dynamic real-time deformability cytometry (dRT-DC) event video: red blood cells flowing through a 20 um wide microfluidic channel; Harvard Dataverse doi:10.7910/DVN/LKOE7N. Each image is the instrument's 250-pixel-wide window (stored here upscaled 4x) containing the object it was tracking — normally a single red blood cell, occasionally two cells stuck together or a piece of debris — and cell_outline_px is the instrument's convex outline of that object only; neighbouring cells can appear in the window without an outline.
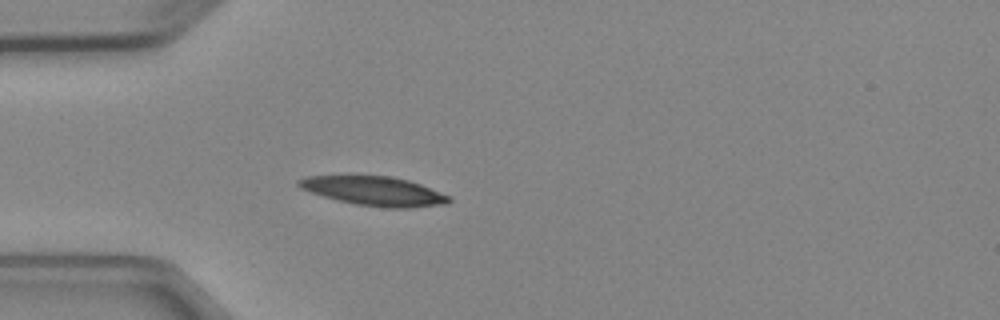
{"species": "Egyptian fruit bat (a non-hibernating species)", "species_latin": "Rousettus aegyptiacus", "temperature_condition": "cold", "stored_images_in_passage": 4, "camera_frame_rate_fps": 3000, "um_per_image_px": 0.085, "animal": {"sex": "female"}, "frame": {"image": 1, "passage_image": 4, "time_ms": 4.333, "image_size_px": [1000, 320], "cell_outline_px": [[452, 200], [448, 204], [412, 208], [388, 208], [356, 204], [324, 196], [300, 188], [296, 184], [296, 180], [304, 176], [392, 176], [408, 180], [420, 184], [452, 196]], "centroid_in_image_um": [31.86, 16.24], "position_along_channel_um": 53.1, "area_um2": 25.55}}